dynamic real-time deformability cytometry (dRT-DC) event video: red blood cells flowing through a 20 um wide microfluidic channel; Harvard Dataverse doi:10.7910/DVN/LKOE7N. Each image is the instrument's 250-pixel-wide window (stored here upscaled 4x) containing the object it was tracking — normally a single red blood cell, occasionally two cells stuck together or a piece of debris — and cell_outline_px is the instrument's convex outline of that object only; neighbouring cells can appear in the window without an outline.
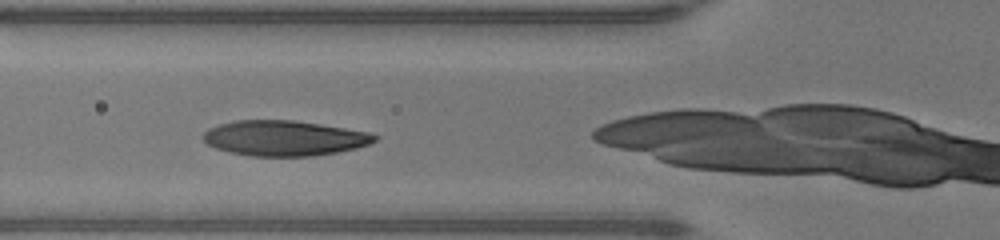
{"species": "human", "species_latin": "Homo sapiens", "temperature_condition": "warm", "stored_images_in_passage": 27, "camera_frame_rate_fps": 3000, "um_per_image_px": 0.085, "donor": {"sex": "male"}, "frame": {"image": 1, "passage_image": 5, "time_ms": 1.333, "image_size_px": [1000, 240], "cell_outline_px": [[380, 136], [376, 140], [368, 144], [356, 148], [336, 152], [312, 156], [252, 156], [232, 152], [216, 148], [208, 144], [204, 140], [204, 132], [208, 128], [220, 124], [236, 120], [292, 120], [320, 124], [368, 132]], "centroid_in_image_um": [24.17, 11.74], "position_along_channel_um": 101.6, "area_um2": 34.97}}
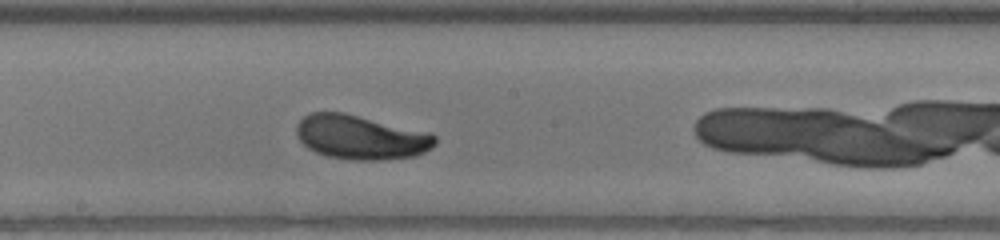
{"frame": {"image": 2, "passage_image": 13, "time_ms": 4.0, "image_size_px": [1000, 240], "cell_outline_px": [[436, 144], [432, 148], [416, 156], [380, 160], [352, 160], [328, 156], [316, 152], [308, 148], [300, 140], [296, 132], [296, 124], [304, 116], [312, 112], [344, 112], [428, 132], [436, 136]], "centroid_in_image_um": [30.67, 11.66], "position_along_channel_um": 217.5, "area_um2": 35.72}}
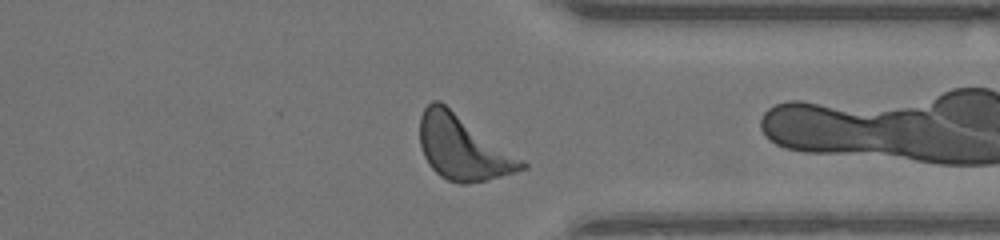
{"frame": {"image": 3, "passage_image": 24, "time_ms": 7.667, "image_size_px": [1000, 240], "cell_outline_px": [[528, 168], [516, 172], [468, 184], [460, 184], [448, 180], [440, 176], [428, 164], [424, 156], [420, 144], [420, 116], [424, 108], [432, 100], [440, 100], [524, 160], [528, 164]], "centroid_in_image_um": [39.34, 12.54], "position_along_channel_um": 372.1, "area_um2": 38.26}}